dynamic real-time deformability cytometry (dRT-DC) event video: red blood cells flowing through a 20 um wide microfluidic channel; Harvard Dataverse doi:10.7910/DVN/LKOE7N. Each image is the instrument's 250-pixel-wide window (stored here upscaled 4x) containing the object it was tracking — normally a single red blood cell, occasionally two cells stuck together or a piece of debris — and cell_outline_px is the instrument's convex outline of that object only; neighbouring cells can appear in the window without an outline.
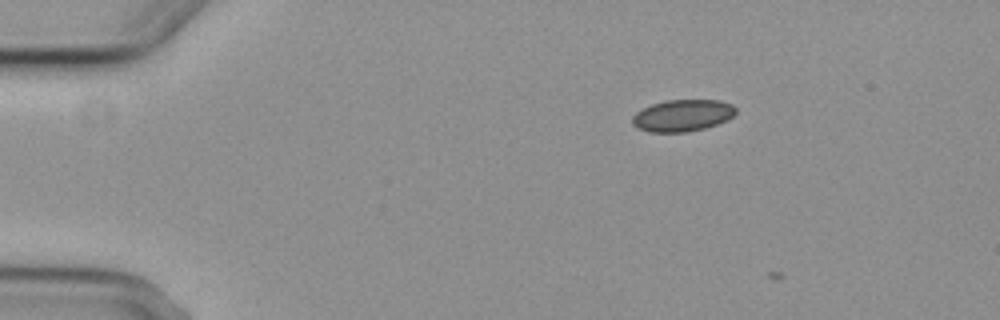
{"species": "common noctule bat (a hibernating species)", "species_latin": "Nyctalus noctula", "temperature_condition": "cold", "stored_images_in_passage": 2, "camera_frame_rate_fps": 3000, "um_per_image_px": 0.085, "animal": {"sex": "female", "body_mass_g": 29.2, "forearm_length_mm": 56.3}, "frame": {"image": 1, "passage_image": 1, "time_ms": 0.0, "image_size_px": [1000, 320], "cell_outline_px": [[736, 112], [728, 120], [704, 128], [688, 132], [648, 132], [632, 124], [632, 116], [636, 112], [652, 104], [664, 100], [720, 100], [732, 104], [736, 108]], "centroid_in_image_um": [58.02, 9.81], "position_along_channel_um": 27.0, "area_um2": 19.19}}